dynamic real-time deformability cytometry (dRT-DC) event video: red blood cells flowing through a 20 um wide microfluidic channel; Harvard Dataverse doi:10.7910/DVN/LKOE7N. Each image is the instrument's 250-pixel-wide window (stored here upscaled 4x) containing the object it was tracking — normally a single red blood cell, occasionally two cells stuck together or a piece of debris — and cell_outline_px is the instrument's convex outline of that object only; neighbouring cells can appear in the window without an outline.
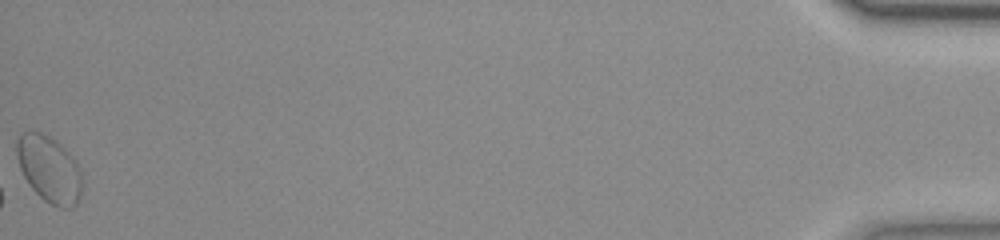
{"species": "common noctule bat (a hibernating species)", "species_latin": "Nyctalus noctula", "temperature_condition": "room temperature", "stored_images_in_passage": 39, "camera_frame_rate_fps": 3000, "um_per_image_px": 0.085, "animal": {"sex": "female", "body_mass_g": 23.0, "forearm_length_mm": 53.4}, "frame": {"image": 1, "passage_image": 39, "time_ms": 12.667, "image_size_px": [1000, 240], "cell_outline_px": [[84, 180], [80, 196], [76, 204], [68, 208], [60, 208], [44, 200], [28, 184], [20, 168], [16, 156], [16, 140], [20, 132], [40, 132], [56, 140], [76, 160]], "centroid_in_image_um": [4.19, 14.37], "position_along_channel_um": 431.0, "area_um2": 25.55}, "authors_computed_cell_mechanics": {"area_um2": 18.1492, "velocity_mm_per_s": 3.7228, "shape_relaxation_time_tau1_ms": null, "shape_relaxation_time_tau2_ms": 2.1485, "deformation_change_tau1": null, "deformation_change_tau2": 0.0622}}